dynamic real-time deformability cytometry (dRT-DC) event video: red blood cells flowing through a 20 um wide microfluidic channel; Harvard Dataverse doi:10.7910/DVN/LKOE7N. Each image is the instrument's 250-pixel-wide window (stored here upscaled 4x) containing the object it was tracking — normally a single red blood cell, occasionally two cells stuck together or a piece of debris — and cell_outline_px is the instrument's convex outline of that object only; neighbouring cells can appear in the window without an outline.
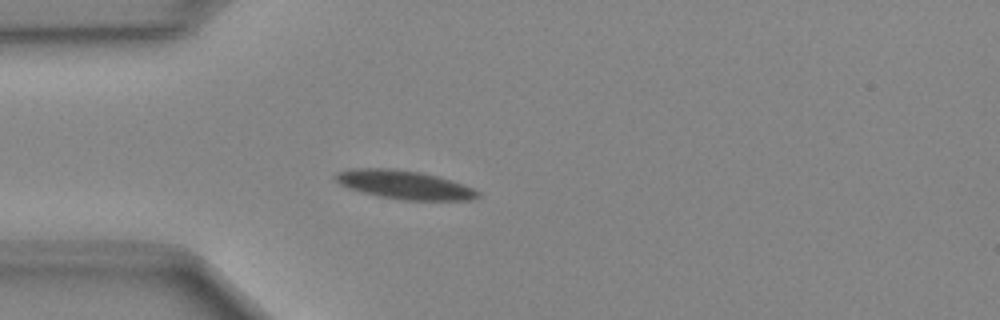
{"species": "Egyptian fruit bat (a non-hibernating species)", "species_latin": "Rousettus aegyptiacus", "temperature_condition": "cold", "stored_images_in_passage": 48, "camera_frame_rate_fps": 3000, "um_per_image_px": 0.085, "animal": {"sex": "female"}, "frame": {"image": 1, "passage_image": 12, "time_ms": 3.667, "image_size_px": [1000, 320], "cell_outline_px": [[480, 196], [472, 200], [404, 200], [380, 196], [348, 188], [340, 184], [332, 176], [336, 172], [352, 168], [392, 168], [420, 172], [452, 180], [464, 184], [480, 192]], "centroid_in_image_um": [34.37, 15.69], "position_along_channel_um": 50.6, "area_um2": 23.76}}
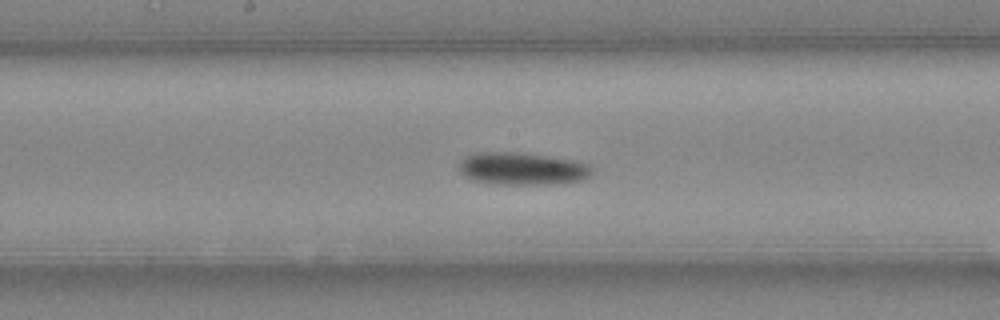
{"frame": {"image": 2, "passage_image": 24, "time_ms": 7.667, "image_size_px": [1000, 320], "cell_outline_px": [[592, 172], [584, 180], [552, 184], [492, 184], [472, 180], [464, 176], [460, 172], [460, 164], [468, 156], [480, 152], [508, 152], [572, 160], [588, 164], [592, 168]], "centroid_in_image_um": [44.38, 14.37], "position_along_channel_um": 203.8, "area_um2": 24.62}}
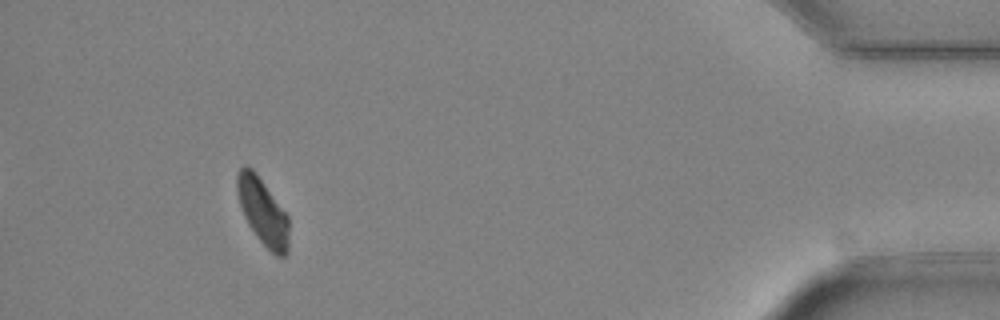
{"frame": {"image": 3, "passage_image": 44, "time_ms": 14.333, "image_size_px": [1000, 320], "cell_outline_px": [[288, 252], [284, 256], [276, 256], [256, 236], [248, 224], [244, 216], [240, 204], [236, 188], [236, 176], [240, 168], [252, 168], [288, 216]], "centroid_in_image_um": [22.33, 18.01], "position_along_channel_um": 412.9, "area_um2": 19.59}}